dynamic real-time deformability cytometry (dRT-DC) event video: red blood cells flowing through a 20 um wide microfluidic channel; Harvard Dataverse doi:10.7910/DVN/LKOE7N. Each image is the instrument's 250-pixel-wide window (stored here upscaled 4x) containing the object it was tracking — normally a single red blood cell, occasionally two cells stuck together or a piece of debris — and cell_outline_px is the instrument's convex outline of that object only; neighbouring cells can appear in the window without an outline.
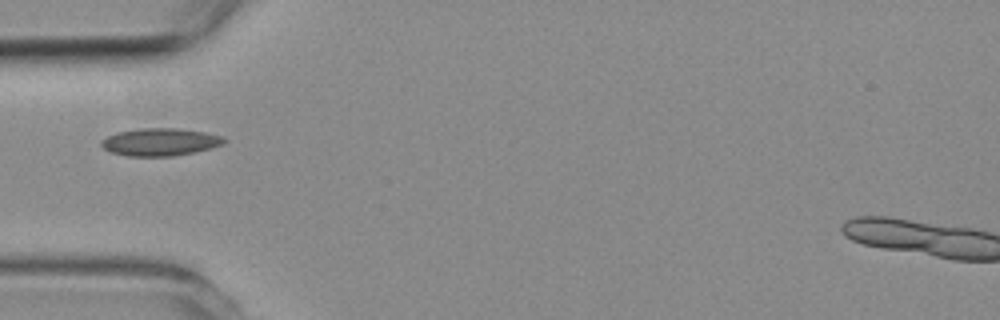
{"species": "common noctule bat (a hibernating species)", "species_latin": "Nyctalus noctula", "temperature_condition": "room temperature", "stored_images_in_passage": 6, "camera_frame_rate_fps": 3000, "um_per_image_px": 0.085, "animal": {"sex": "female", "body_mass_g": 19.3, "forearm_length_mm": 54.1}, "frame": {"image": 1, "passage_image": 1, "time_ms": 0.0, "image_size_px": [1000, 320], "cell_outline_px": [[228, 140], [224, 144], [212, 148], [196, 152], [172, 156], [128, 156], [108, 152], [100, 144], [100, 140], [116, 132], [140, 128], [180, 128], [204, 132], [224, 136]], "centroid_in_image_um": [13.63, 12.07], "position_along_channel_um": 71.4, "area_um2": 20.06}}
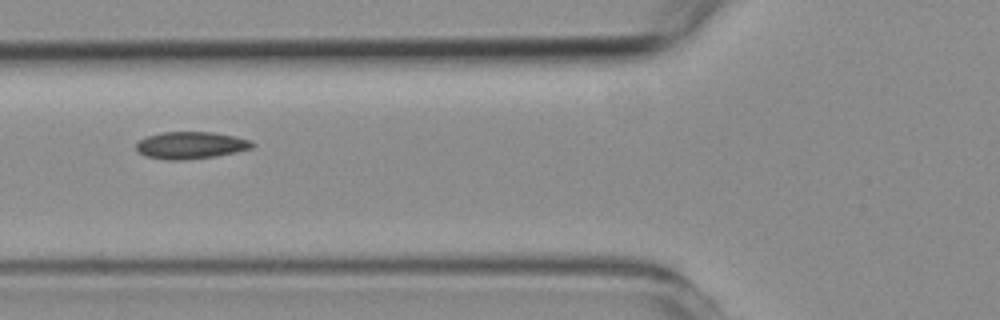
{"frame": {"image": 2, "passage_image": 4, "time_ms": 1.0, "image_size_px": [1000, 320], "cell_outline_px": [[256, 144], [252, 148], [236, 152], [216, 156], [184, 160], [168, 160], [144, 156], [136, 148], [136, 144], [140, 140], [148, 136], [160, 132], [212, 132], [236, 136], [252, 140]], "centroid_in_image_um": [16.25, 12.34], "position_along_channel_um": 109.5, "area_um2": 18.44}}